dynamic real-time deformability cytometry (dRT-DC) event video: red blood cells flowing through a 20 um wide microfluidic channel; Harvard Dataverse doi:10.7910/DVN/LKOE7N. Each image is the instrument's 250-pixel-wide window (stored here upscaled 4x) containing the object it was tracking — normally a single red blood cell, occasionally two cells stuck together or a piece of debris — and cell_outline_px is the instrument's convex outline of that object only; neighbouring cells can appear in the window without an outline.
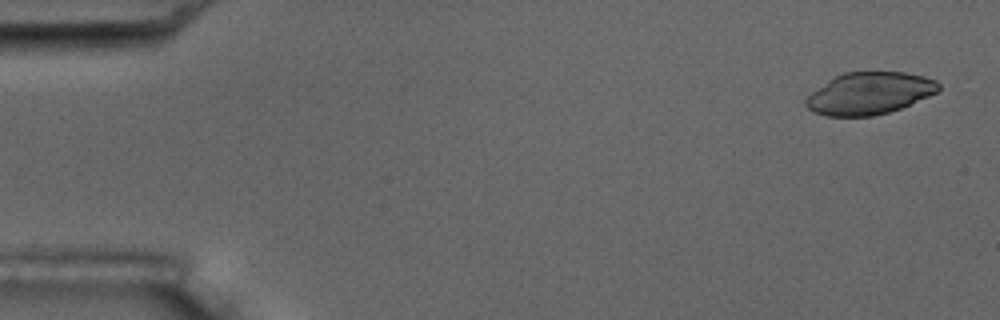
{"species": "common noctule bat (a hibernating species)", "species_latin": "Nyctalus noctula", "temperature_condition": "room temperature", "stored_images_in_passage": 5, "camera_frame_rate_fps": 3000, "um_per_image_px": 0.085, "animal": {"sex": "male", "body_mass_g": 17.5, "forearm_length_mm": 52.3}, "frame": {"image": 1, "passage_image": 1, "time_ms": 0.0, "image_size_px": [1000, 320], "cell_outline_px": [[940, 88], [936, 92], [928, 96], [900, 108], [888, 112], [872, 116], [824, 116], [812, 112], [804, 104], [804, 100], [812, 92], [828, 80], [844, 72], [904, 72], [924, 76], [936, 80], [940, 84]], "centroid_in_image_um": [73.87, 7.93], "position_along_channel_um": 11.1, "area_um2": 32.43}}